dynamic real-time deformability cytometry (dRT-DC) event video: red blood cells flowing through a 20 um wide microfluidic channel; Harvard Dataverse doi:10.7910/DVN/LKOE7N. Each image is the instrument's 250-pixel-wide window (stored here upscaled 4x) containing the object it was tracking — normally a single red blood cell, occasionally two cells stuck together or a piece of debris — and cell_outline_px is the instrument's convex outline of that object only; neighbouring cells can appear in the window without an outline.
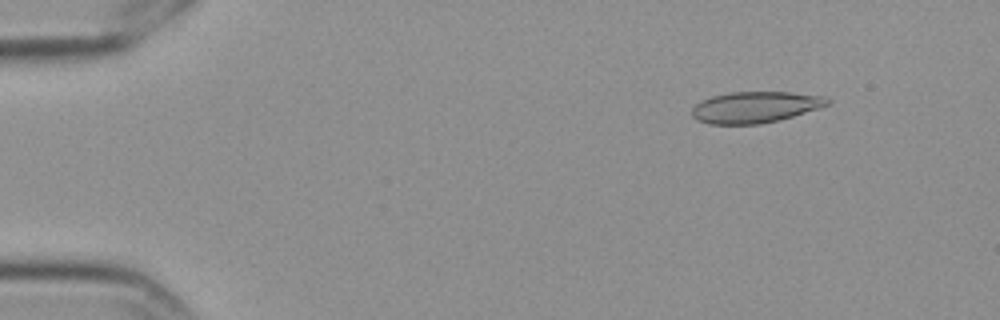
{"species": "Egyptian fruit bat (a non-hibernating species)", "species_latin": "Rousettus aegyptiacus", "temperature_condition": "cold", "stored_images_in_passage": 6, "camera_frame_rate_fps": 3000, "um_per_image_px": 0.085, "frame": {"image": 1, "passage_image": 3, "time_ms": 0.667, "image_size_px": [1000, 320], "cell_outline_px": [[832, 100], [828, 104], [780, 120], [760, 124], [708, 124], [692, 116], [692, 108], [700, 100], [712, 96], [728, 92], [792, 92], [824, 96]], "centroid_in_image_um": [64.17, 9.1], "position_along_channel_um": 20.8, "area_um2": 24.57}}
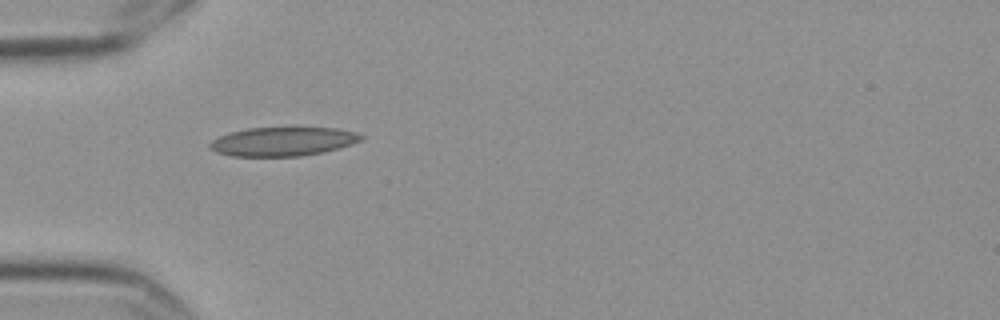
{"frame": {"image": 2, "passage_image": 6, "time_ms": 1.667, "image_size_px": [1000, 320], "cell_outline_px": [[364, 140], [352, 144], [320, 152], [300, 156], [232, 156], [216, 152], [208, 148], [208, 144], [212, 140], [228, 132], [248, 128], [292, 124], [296, 124], [336, 128], [352, 132], [364, 136]], "centroid_in_image_um": [24.03, 11.96], "position_along_channel_um": 61.0, "area_um2": 26.59}}